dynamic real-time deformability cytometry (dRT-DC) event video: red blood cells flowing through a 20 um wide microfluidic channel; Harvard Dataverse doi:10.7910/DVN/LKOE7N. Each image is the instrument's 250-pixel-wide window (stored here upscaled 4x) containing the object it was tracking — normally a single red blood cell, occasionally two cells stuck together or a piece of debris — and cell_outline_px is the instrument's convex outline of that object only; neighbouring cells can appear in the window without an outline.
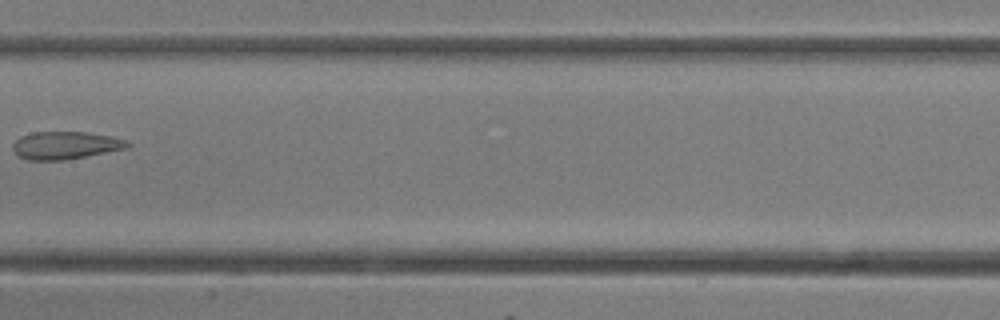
{"species": "common noctule bat (a hibernating species)", "species_latin": "Nyctalus noctula", "temperature_condition": "room temperature", "stored_images_in_passage": 21, "camera_frame_rate_fps": 3000, "um_per_image_px": 0.085, "animal": {"sex": "female"}, "frame": {"image": 1, "passage_image": 15, "time_ms": 4.667, "image_size_px": [1000, 320], "cell_outline_px": [[132, 144], [128, 148], [64, 160], [28, 160], [16, 156], [12, 148], [12, 144], [20, 136], [32, 132], [88, 132], [108, 136], [124, 140]], "centroid_in_image_um": [5.5, 12.36], "position_along_channel_um": 201.9, "area_um2": 18.5}}
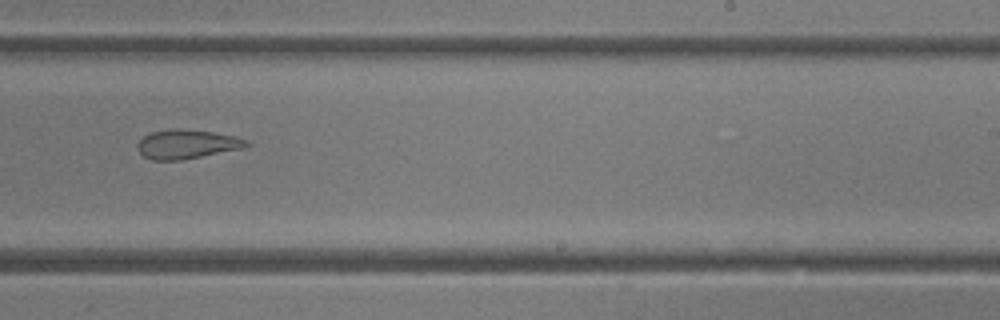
{"frame": {"image": 2, "passage_image": 18, "time_ms": 5.667, "image_size_px": [1000, 320], "cell_outline_px": [[252, 144], [240, 148], [180, 160], [152, 160], [144, 156], [136, 148], [136, 144], [144, 136], [152, 132], [172, 128], [180, 128], [212, 132], [236, 136], [248, 140]], "centroid_in_image_um": [15.85, 12.24], "position_along_channel_um": 273.1, "area_um2": 18.32}}